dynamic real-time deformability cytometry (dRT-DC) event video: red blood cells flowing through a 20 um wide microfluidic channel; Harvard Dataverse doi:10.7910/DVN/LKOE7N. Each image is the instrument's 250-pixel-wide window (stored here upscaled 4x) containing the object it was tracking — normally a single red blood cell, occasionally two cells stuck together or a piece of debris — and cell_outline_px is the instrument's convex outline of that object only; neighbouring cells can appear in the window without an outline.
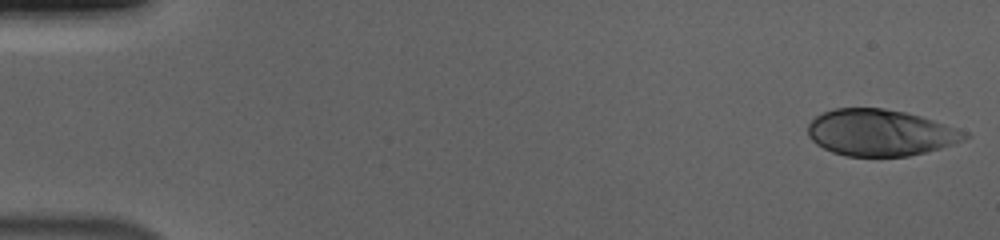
{"species": "human", "species_latin": "Homo sapiens", "temperature_condition": "cold", "stored_images_in_passage": 55, "camera_frame_rate_fps": 3000, "um_per_image_px": 0.085, "donor": {"sex": "male"}, "frame": {"image": 1, "passage_image": 1, "time_ms": 0.0, "image_size_px": [1000, 240], "cell_outline_px": [[968, 136], [964, 140], [940, 148], [908, 156], [848, 156], [832, 152], [816, 144], [808, 136], [808, 124], [816, 116], [832, 108], [884, 108], [904, 112], [920, 116], [968, 132]], "centroid_in_image_um": [74.79, 11.27], "position_along_channel_um": 10.2, "area_um2": 42.19}}
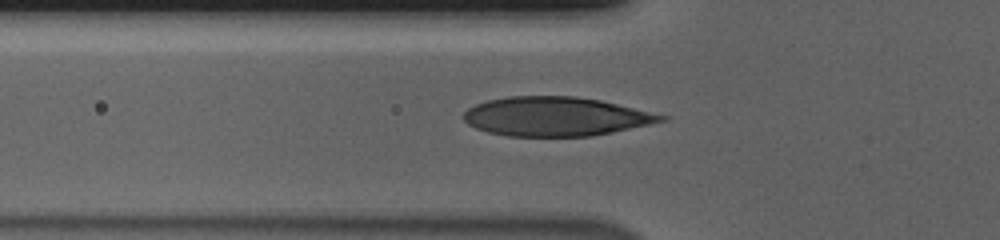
{"frame": {"image": 2, "passage_image": 19, "time_ms": 6.0, "image_size_px": [1000, 240], "cell_outline_px": [[668, 120], [612, 132], [592, 136], [508, 136], [488, 132], [476, 128], [468, 124], [464, 120], [464, 112], [468, 108], [476, 104], [488, 100], [508, 96], [576, 96], [600, 100], [668, 116]], "centroid_in_image_um": [47.22, 9.9], "position_along_channel_um": 78.6, "area_um2": 44.8}}
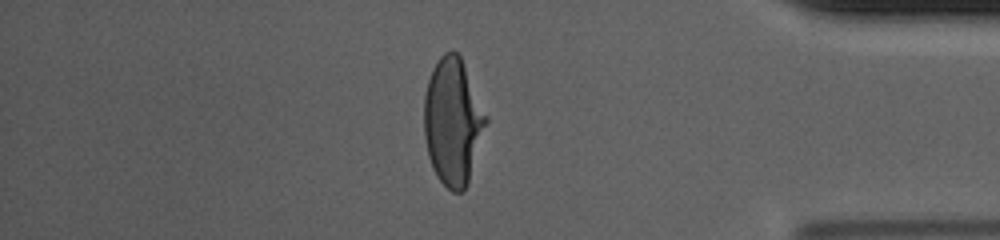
{"frame": {"image": 3, "passage_image": 47, "time_ms": 15.333, "image_size_px": [1000, 240], "cell_outline_px": [[488, 120], [468, 184], [464, 192], [452, 192], [436, 176], [432, 168], [428, 156], [424, 136], [424, 96], [428, 80], [432, 68], [440, 56], [444, 52], [456, 52], [460, 56], [488, 116]], "centroid_in_image_um": [38.49, 10.36], "position_along_channel_um": 396.7, "area_um2": 45.89}, "authors_computed_cell_mechanics": {"area_um2": 45.0262, "velocity_mm_per_s": 3.6923, "shape_relaxation_time_tau1_ms": 4.7377, "shape_relaxation_time_tau2_ms": null, "deformation_change_tau1": 0.2193, "deformation_change_tau2": null}}